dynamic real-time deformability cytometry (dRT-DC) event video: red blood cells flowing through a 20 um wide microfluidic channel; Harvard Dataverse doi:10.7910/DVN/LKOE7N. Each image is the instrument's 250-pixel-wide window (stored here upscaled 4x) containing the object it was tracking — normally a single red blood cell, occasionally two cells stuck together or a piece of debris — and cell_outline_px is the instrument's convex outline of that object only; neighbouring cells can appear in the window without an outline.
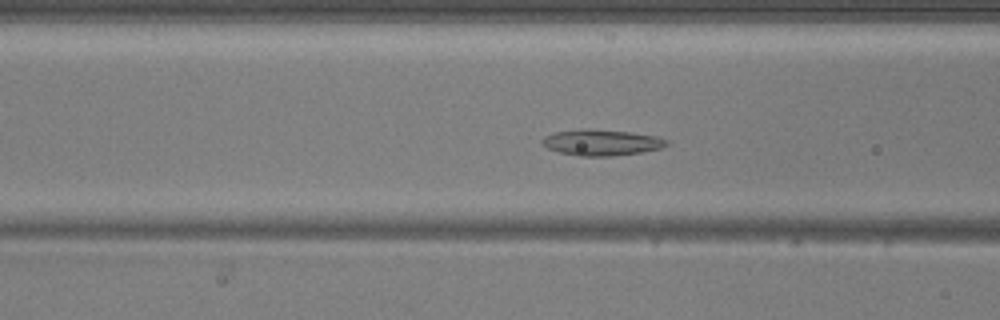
{"species": "common noctule bat (a hibernating species)", "species_latin": "Nyctalus noctula", "temperature_condition": "warm", "stored_images_in_passage": 50, "camera_frame_rate_fps": 3000, "um_per_image_px": 0.085, "animal": {"sex": "male", "body_mass_g": 20.5, "forearm_length_mm": 52.5}, "frame": {"image": 1, "passage_image": 20, "time_ms": 6.333, "image_size_px": [1000, 320], "cell_outline_px": [[668, 144], [660, 148], [640, 152], [612, 156], [580, 156], [560, 152], [548, 148], [540, 140], [544, 136], [552, 132], [584, 128], [588, 128], [628, 132], [656, 136], [668, 140]], "centroid_in_image_um": [51.09, 12.1], "position_along_channel_um": 115.5, "area_um2": 18.79}}
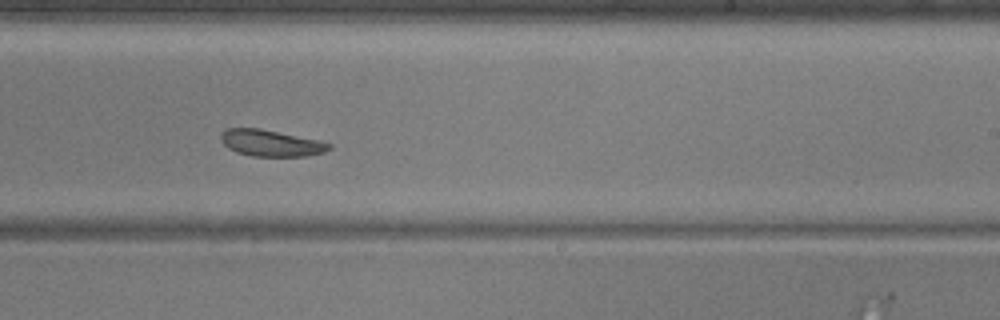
{"frame": {"image": 2, "passage_image": 31, "time_ms": 10.0, "image_size_px": [1000, 320], "cell_outline_px": [[332, 148], [324, 152], [304, 156], [252, 156], [236, 152], [228, 148], [220, 140], [220, 132], [228, 128], [260, 128], [320, 140], [332, 144]], "centroid_in_image_um": [23.02, 12.15], "position_along_channel_um": 266.0, "area_um2": 16.82}}
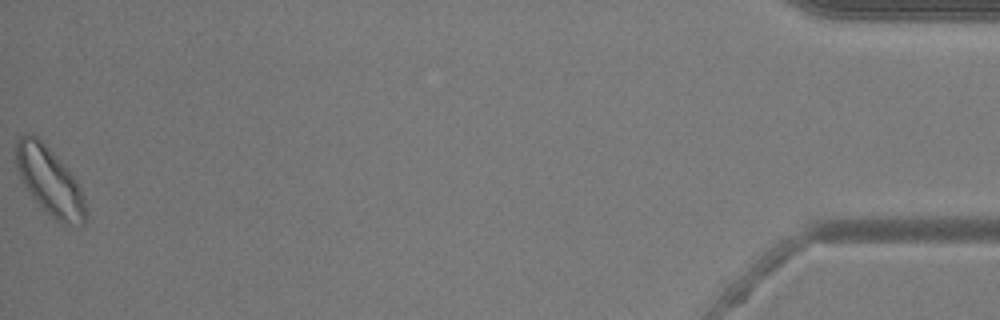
{"frame": {"image": 3, "passage_image": 50, "time_ms": 16.333, "image_size_px": [1000, 320], "cell_outline_px": [[88, 216], [84, 224], [64, 224], [56, 220], [32, 196], [24, 184], [16, 168], [12, 156], [12, 148], [16, 140], [20, 136], [28, 132], [36, 136], [56, 156], [76, 180], [84, 196], [88, 212]], "centroid_in_image_um": [4.18, 15.35], "position_along_channel_um": 431.0, "area_um2": 27.69}, "authors_computed_cell_mechanics": {"area_um2": 19.9121, "velocity_mm_per_s": 4.1133, "shape_relaxation_time_tau1_ms": 3.248, "shape_relaxation_time_tau2_ms": null, "deformation_change_tau1": 0.0791, "deformation_change_tau2": null}}